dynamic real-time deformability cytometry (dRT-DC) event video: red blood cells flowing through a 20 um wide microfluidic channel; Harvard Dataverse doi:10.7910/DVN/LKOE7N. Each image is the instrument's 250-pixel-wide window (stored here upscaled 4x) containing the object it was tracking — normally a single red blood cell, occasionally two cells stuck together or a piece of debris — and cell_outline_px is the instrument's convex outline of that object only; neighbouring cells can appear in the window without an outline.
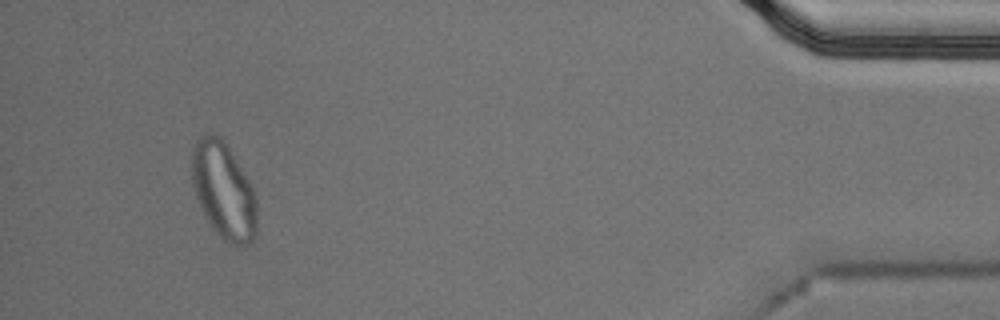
{"species": "Egyptian fruit bat (a non-hibernating species)", "species_latin": "Rousettus aegyptiacus", "temperature_condition": "cold", "stored_images_in_passage": 47, "segment_of_instrument_passage": [2, 2], "camera_frame_rate_fps": 3000, "um_per_image_px": 0.085, "animal": {"sex": "male"}, "frame": {"image": 1, "passage_image": 44, "time_ms": 14.333, "image_size_px": [1000, 320], "cell_outline_px": [[256, 236], [248, 244], [228, 244], [212, 228], [204, 216], [196, 196], [192, 184], [192, 148], [196, 140], [204, 132], [216, 132], [228, 144], [248, 180], [256, 196]], "centroid_in_image_um": [18.99, 16.15], "position_along_channel_um": 416.2, "area_um2": 36.93}}